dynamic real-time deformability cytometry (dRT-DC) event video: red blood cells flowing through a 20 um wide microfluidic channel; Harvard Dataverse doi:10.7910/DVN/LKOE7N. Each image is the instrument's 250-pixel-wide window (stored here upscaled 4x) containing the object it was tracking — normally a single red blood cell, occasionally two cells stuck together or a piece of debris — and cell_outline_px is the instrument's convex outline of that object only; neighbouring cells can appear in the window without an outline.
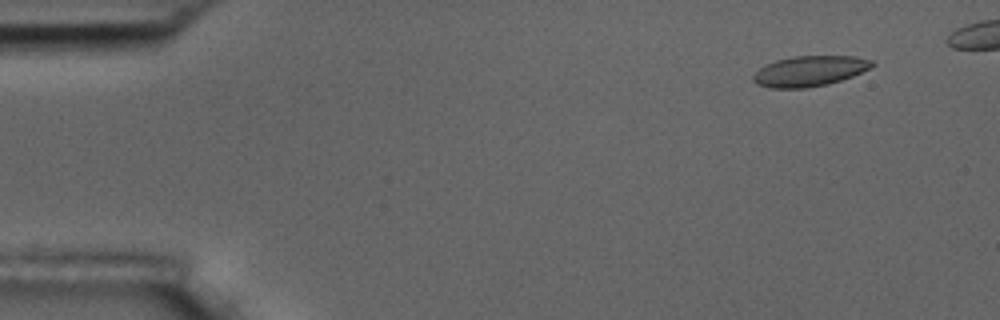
{"species": "common noctule bat (a hibernating species)", "species_latin": "Nyctalus noctula", "temperature_condition": "room temperature", "stored_images_in_passage": 6, "camera_frame_rate_fps": 3000, "um_per_image_px": 0.085, "animal": {"sex": "male", "body_mass_g": 17.5, "forearm_length_mm": 52.3}, "frame": {"image": 1, "passage_image": 2, "time_ms": 1.333, "image_size_px": [1000, 320], "cell_outline_px": [[876, 64], [872, 68], [852, 76], [828, 84], [804, 88], [768, 88], [756, 84], [752, 80], [752, 76], [764, 64], [776, 60], [792, 56], [856, 56], [872, 60]], "centroid_in_image_um": [68.81, 6.04], "position_along_channel_um": 16.2, "area_um2": 21.27}}